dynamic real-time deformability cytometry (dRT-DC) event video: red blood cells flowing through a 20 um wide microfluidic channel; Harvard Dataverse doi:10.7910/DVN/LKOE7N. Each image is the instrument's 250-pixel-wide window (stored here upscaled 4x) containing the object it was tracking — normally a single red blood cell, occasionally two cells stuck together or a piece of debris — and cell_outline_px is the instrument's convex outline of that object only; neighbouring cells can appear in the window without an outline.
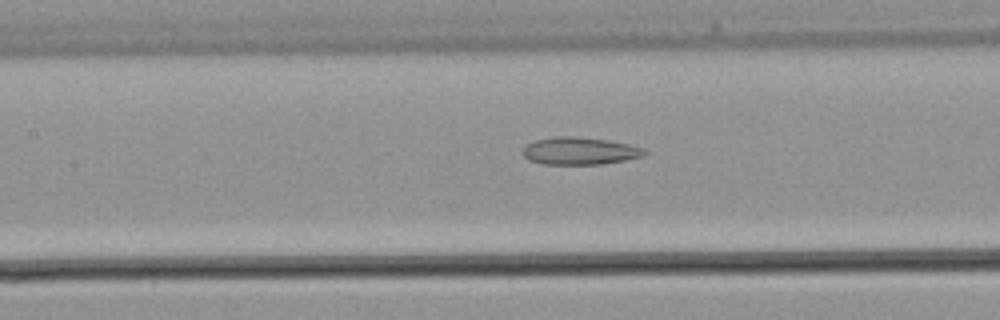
{"species": "common noctule bat (a hibernating species)", "species_latin": "Nyctalus noctula", "temperature_condition": "warm", "stored_images_in_passage": 39, "camera_frame_rate_fps": 3000, "um_per_image_px": 0.085, "animal": {"sex": "male", "body_mass_g": 21.5, "forearm_length_mm": 52.0}, "frame": {"image": 1, "passage_image": 18, "time_ms": 5.667, "image_size_px": [1000, 320], "cell_outline_px": [[648, 152], [644, 156], [624, 160], [600, 164], [544, 164], [528, 160], [524, 156], [524, 148], [528, 144], [536, 140], [560, 136], [576, 136], [608, 140], [628, 144], [644, 148]], "centroid_in_image_um": [49.31, 12.83], "position_along_channel_um": 158.1, "area_um2": 19.31}}
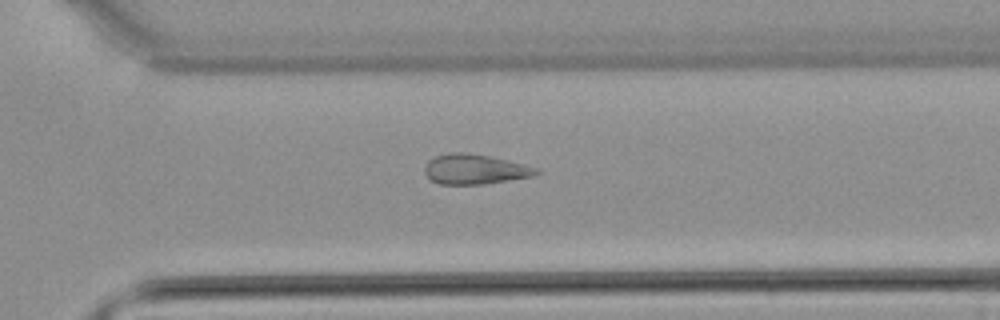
{"frame": {"image": 2, "passage_image": 29, "time_ms": 9.333, "image_size_px": [1000, 320], "cell_outline_px": [[540, 172], [532, 176], [484, 184], [440, 184], [432, 180], [424, 172], [424, 168], [428, 160], [436, 156], [448, 152], [464, 152], [488, 156], [524, 164], [540, 168]], "centroid_in_image_um": [40.35, 14.38], "position_along_channel_um": 330.2, "area_um2": 19.36}}
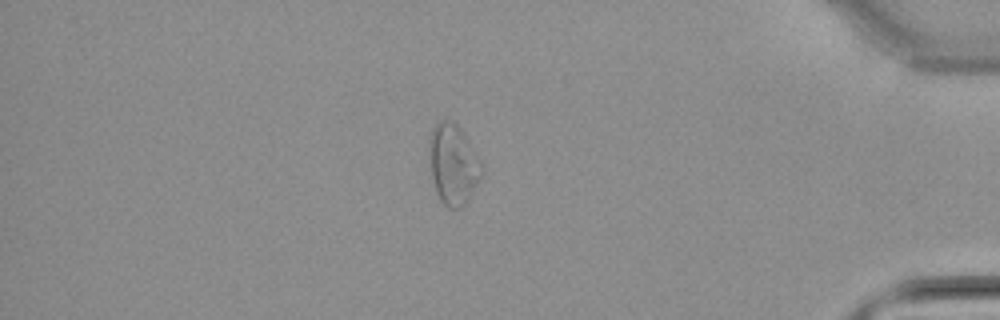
{"frame": {"image": 3, "passage_image": 36, "time_ms": 11.667, "image_size_px": [1000, 320], "cell_outline_px": [[484, 172], [480, 180], [464, 204], [460, 208], [448, 208], [440, 200], [436, 192], [432, 176], [428, 140], [428, 136], [432, 128], [440, 120], [452, 120], [464, 132], [484, 164]], "centroid_in_image_um": [38.54, 13.93], "position_along_channel_um": 396.7, "area_um2": 24.91}}